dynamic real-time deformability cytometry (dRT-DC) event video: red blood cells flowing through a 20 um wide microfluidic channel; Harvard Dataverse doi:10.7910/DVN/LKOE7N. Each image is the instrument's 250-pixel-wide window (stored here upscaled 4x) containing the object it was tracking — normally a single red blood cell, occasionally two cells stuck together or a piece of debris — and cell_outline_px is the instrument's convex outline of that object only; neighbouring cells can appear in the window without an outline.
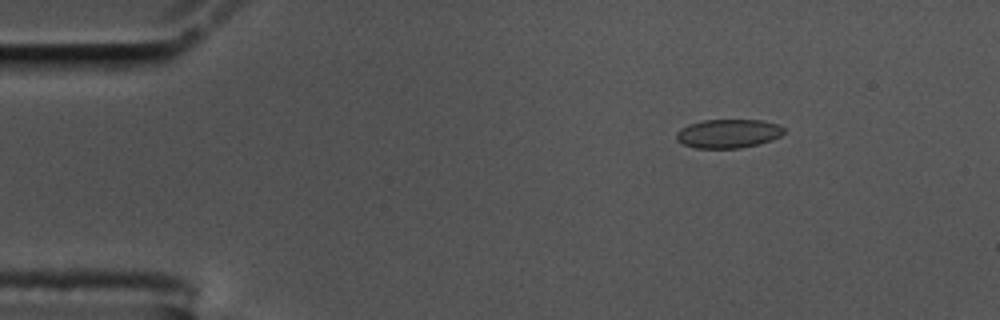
{"species": "common noctule bat (a hibernating species)", "species_latin": "Nyctalus noctula", "temperature_condition": "cold", "stored_images_in_passage": 50, "camera_frame_rate_fps": 3000, "um_per_image_px": 0.085, "animal": {"sex": "male", "body_mass_g": 17.5, "forearm_length_mm": 52.3}, "frame": {"image": 1, "passage_image": 1, "time_ms": 0.0, "image_size_px": [1000, 320], "cell_outline_px": [[784, 132], [780, 136], [772, 140], [760, 144], [740, 148], [696, 148], [684, 144], [676, 140], [676, 132], [680, 128], [688, 124], [704, 120], [764, 120], [780, 124], [784, 128]], "centroid_in_image_um": [61.92, 11.35], "position_along_channel_um": 23.1, "area_um2": 18.26}}
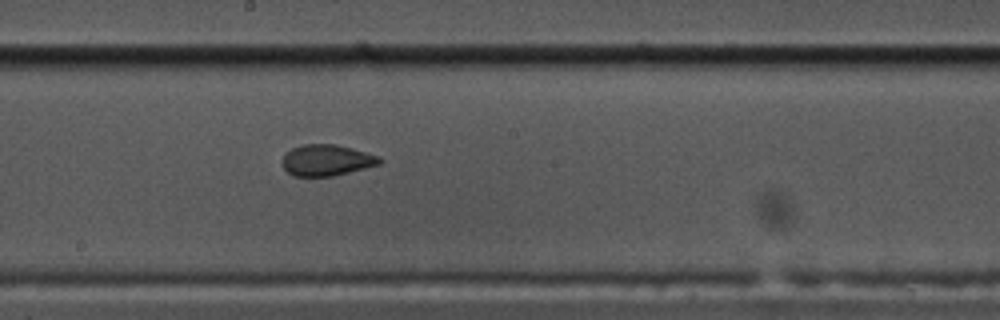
{"frame": {"image": 2, "passage_image": 24, "time_ms": 7.667, "image_size_px": [1000, 320], "cell_outline_px": [[384, 160], [380, 164], [332, 176], [292, 176], [284, 168], [284, 156], [292, 148], [304, 144], [336, 144], [352, 148], [380, 156]], "centroid_in_image_um": [27.8, 13.61], "position_along_channel_um": 220.4, "area_um2": 17.51}}
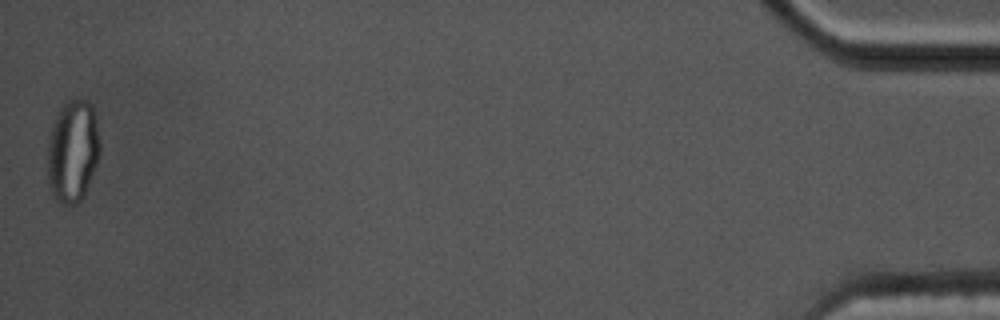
{"frame": {"image": 3, "passage_image": 50, "time_ms": 16.333, "image_size_px": [1000, 320], "cell_outline_px": [[100, 152], [96, 164], [84, 196], [76, 204], [60, 204], [52, 196], [48, 180], [48, 144], [52, 128], [56, 116], [64, 104], [68, 100], [88, 100], [92, 104], [100, 144]], "centroid_in_image_um": [6.18, 12.88], "position_along_channel_um": 429.0, "area_um2": 30.98}}